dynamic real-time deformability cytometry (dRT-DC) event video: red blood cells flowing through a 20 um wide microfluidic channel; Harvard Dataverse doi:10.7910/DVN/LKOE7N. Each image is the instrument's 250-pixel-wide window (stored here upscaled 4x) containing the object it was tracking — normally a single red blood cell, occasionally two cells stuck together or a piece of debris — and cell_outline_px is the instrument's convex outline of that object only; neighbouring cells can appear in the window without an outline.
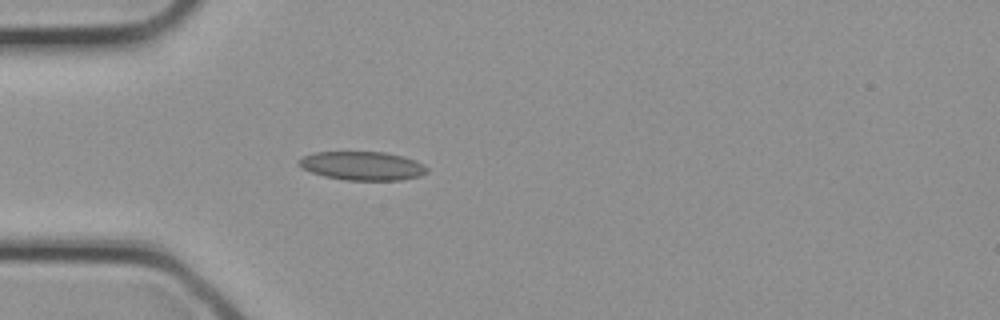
{"species": "common noctule bat (a hibernating species)", "species_latin": "Nyctalus noctula", "temperature_condition": "cold", "stored_images_in_passage": 9, "camera_frame_rate_fps": 3000, "um_per_image_px": 0.085, "animal": {"sex": "female", "body_mass_g": 21.9}, "frame": {"image": 1, "passage_image": 1, "time_ms": 0.0, "image_size_px": [1000, 320], "cell_outline_px": [[428, 172], [420, 176], [400, 180], [344, 180], [324, 176], [300, 168], [296, 160], [312, 152], [384, 152], [404, 156], [416, 160], [424, 164], [428, 168]], "centroid_in_image_um": [30.8, 14.09], "position_along_channel_um": 54.2, "area_um2": 21.68}}
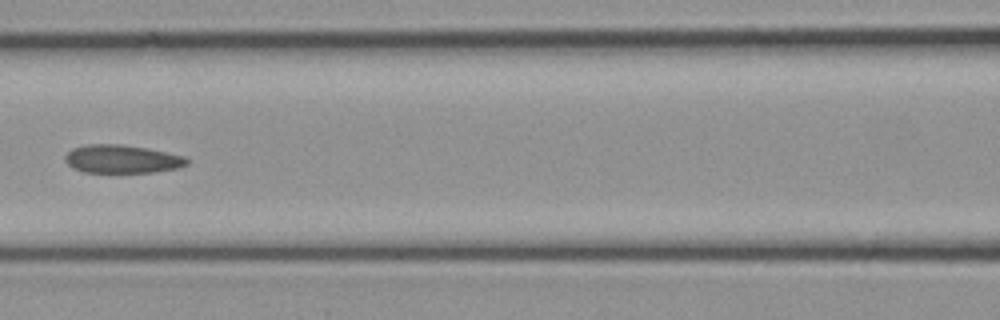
{"frame": {"image": 2, "passage_image": 6, "time_ms": 1.667, "image_size_px": [1000, 320], "cell_outline_px": [[192, 160], [188, 164], [176, 168], [152, 172], [84, 172], [72, 168], [64, 160], [64, 156], [72, 148], [88, 144], [120, 144], [148, 148], [188, 156]], "centroid_in_image_um": [10.41, 13.51], "position_along_channel_um": 156.2, "area_um2": 20.29}}
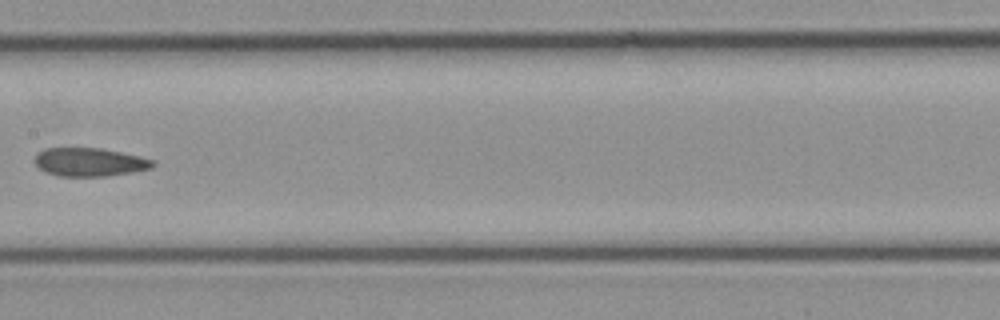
{"frame": {"image": 3, "passage_image": 8, "time_ms": 2.333, "image_size_px": [1000, 320], "cell_outline_px": [[156, 164], [152, 168], [132, 172], [104, 176], [60, 176], [44, 172], [32, 160], [36, 152], [44, 148], [100, 148], [140, 156], [156, 160]], "centroid_in_image_um": [7.59, 13.77], "position_along_channel_um": 199.8, "area_um2": 19.77}}